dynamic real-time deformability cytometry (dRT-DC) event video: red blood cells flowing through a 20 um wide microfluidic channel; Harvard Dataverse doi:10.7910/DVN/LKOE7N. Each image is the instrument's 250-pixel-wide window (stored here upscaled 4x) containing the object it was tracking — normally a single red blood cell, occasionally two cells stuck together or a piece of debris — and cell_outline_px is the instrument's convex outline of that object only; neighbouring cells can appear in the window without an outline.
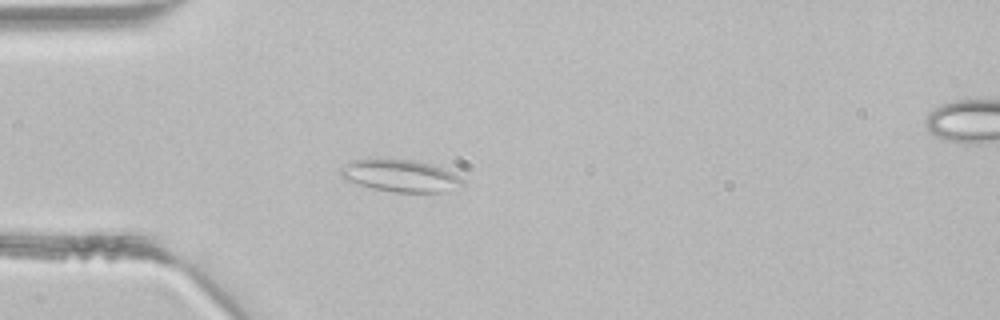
{"species": "common noctule bat (a hibernating species)", "species_latin": "Nyctalus noctula", "temperature_condition": "room temperature", "stored_images_in_passage": 4, "segment_of_instrument_passage": [1, 2], "camera_frame_rate_fps": 3000, "um_per_image_px": 0.085, "animal": {"sex": "male", "body_mass_g": 21.5, "forearm_length_mm": 52.0}, "frame": {"image": 1, "passage_image": 3, "time_ms": 0.667, "image_size_px": [1000, 320], "cell_outline_px": [[464, 184], [444, 192], [392, 192], [372, 188], [356, 184], [344, 180], [340, 176], [340, 168], [344, 164], [352, 160], [412, 160], [432, 164], [452, 172], [460, 176], [464, 180]], "centroid_in_image_um": [34.01, 14.95], "position_along_channel_um": 51.0, "area_um2": 22.77}}